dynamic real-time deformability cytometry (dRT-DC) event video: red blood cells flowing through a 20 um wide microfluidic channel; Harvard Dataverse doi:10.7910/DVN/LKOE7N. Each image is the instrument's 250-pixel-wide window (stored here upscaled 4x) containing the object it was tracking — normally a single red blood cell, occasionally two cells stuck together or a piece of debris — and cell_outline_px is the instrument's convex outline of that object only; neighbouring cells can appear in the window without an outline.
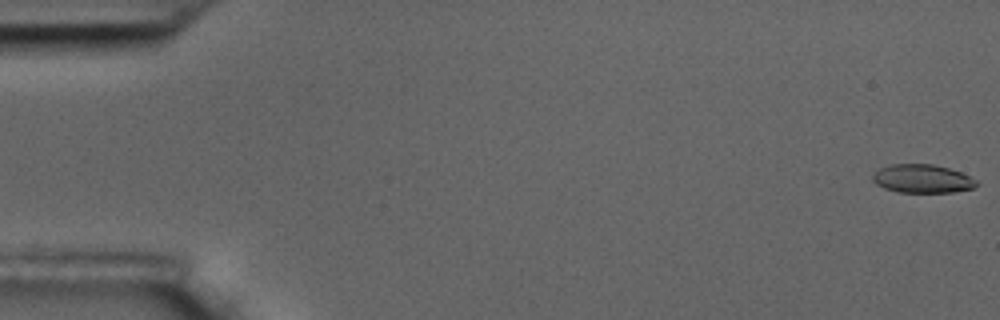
{"species": "common noctule bat (a hibernating species)", "species_latin": "Nyctalus noctula", "temperature_condition": "room temperature", "stored_images_in_passage": 58, "camera_frame_rate_fps": 3000, "um_per_image_px": 0.085, "animal": {"sex": "male", "body_mass_g": 17.5, "forearm_length_mm": 52.3}, "frame": {"image": 1, "passage_image": 1, "time_ms": 0.0, "image_size_px": [1000, 320], "cell_outline_px": [[980, 184], [972, 188], [952, 192], [896, 192], [884, 188], [876, 184], [872, 180], [872, 172], [888, 164], [932, 164], [948, 168], [960, 172], [976, 180]], "centroid_in_image_um": [78.35, 15.19], "position_along_channel_um": 6.7, "area_um2": 17.28}}
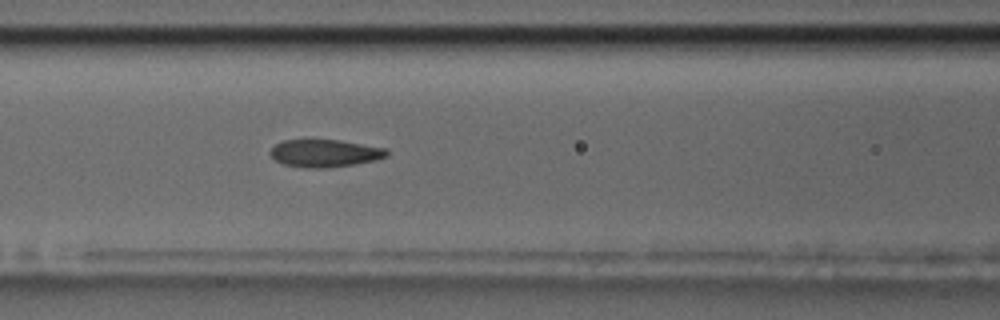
{"frame": {"image": 2, "passage_image": 25, "time_ms": 8.0, "image_size_px": [1000, 320], "cell_outline_px": [[388, 156], [372, 160], [352, 164], [328, 168], [304, 168], [284, 164], [276, 160], [268, 152], [276, 144], [284, 140], [340, 140], [388, 148]], "centroid_in_image_um": [27.61, 13.02], "position_along_channel_um": 139.0, "area_um2": 18.61}}
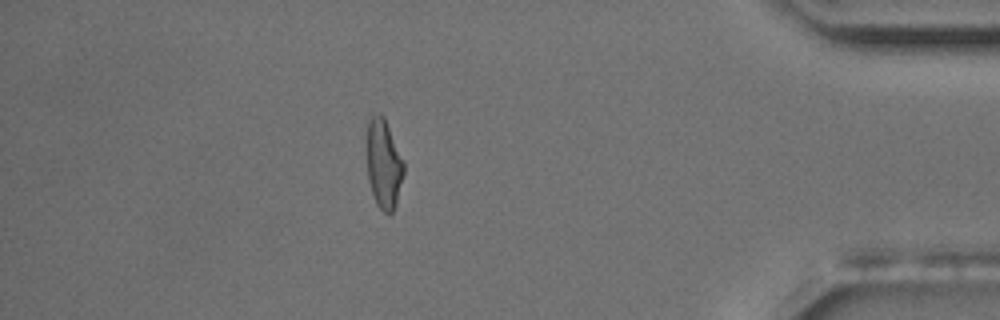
{"frame": {"image": 3, "passage_image": 51, "time_ms": 16.667, "image_size_px": [1000, 320], "cell_outline_px": [[404, 172], [396, 204], [392, 212], [388, 216], [376, 204], [368, 180], [364, 144], [368, 112], [380, 112], [384, 116], [404, 160]], "centroid_in_image_um": [32.55, 13.8], "position_along_channel_um": 402.6, "area_um2": 20.4}, "authors_computed_cell_mechanics": {"area_um2": 19.074, "velocity_mm_per_s": 3.5308, "shape_relaxation_time_tau1_ms": null, "shape_relaxation_time_tau2_ms": 1.9193, "deformation_change_tau1": null, "deformation_change_tau2": 0.079}}